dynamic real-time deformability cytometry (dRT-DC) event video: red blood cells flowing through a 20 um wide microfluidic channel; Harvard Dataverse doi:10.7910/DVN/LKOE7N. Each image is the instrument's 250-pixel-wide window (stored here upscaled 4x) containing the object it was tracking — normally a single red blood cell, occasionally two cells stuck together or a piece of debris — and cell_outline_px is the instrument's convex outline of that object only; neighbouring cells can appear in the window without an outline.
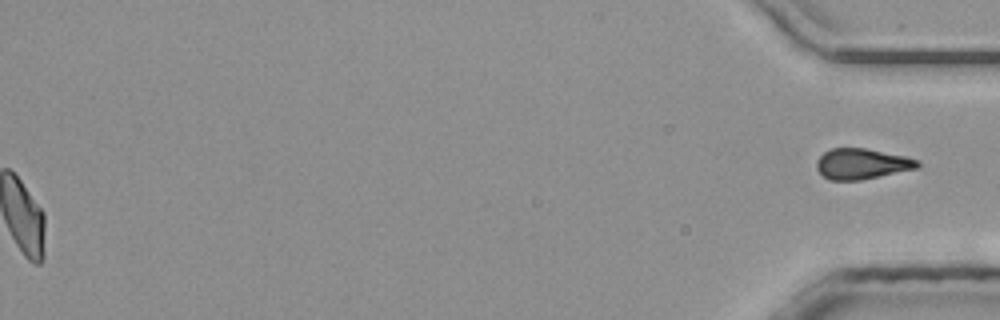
{"species": "common noctule bat (a hibernating species)", "species_latin": "Nyctalus noctula", "temperature_condition": "room temperature", "stored_images_in_passage": 49, "segment_of_instrument_passage": [2, 2], "camera_frame_rate_fps": 3000, "um_per_image_px": 0.085, "animal": {"sex": "male", "body_mass_g": 20.4}, "frame": {"image": 1, "passage_image": 49, "time_ms": 16.0, "image_size_px": [1000, 320], "cell_outline_px": [[920, 164], [916, 168], [860, 180], [828, 180], [816, 168], [816, 160], [824, 152], [832, 148], [868, 148], [904, 156], [920, 160]], "centroid_in_image_um": [73.23, 13.91], "position_along_channel_um": 362.0, "area_um2": 17.92}}